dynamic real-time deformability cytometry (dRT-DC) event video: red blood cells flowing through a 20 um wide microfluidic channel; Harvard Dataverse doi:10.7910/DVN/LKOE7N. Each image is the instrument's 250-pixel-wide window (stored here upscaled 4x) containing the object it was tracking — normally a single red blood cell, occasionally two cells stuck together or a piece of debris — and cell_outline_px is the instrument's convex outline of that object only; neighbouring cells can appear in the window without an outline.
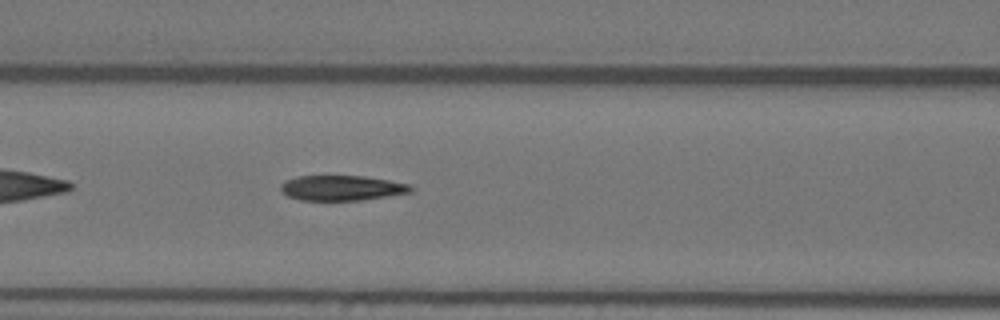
{"species": "Egyptian fruit bat (a non-hibernating species)", "species_latin": "Rousettus aegyptiacus", "temperature_condition": "warm", "stored_images_in_passage": 39, "camera_frame_rate_fps": 3000, "um_per_image_px": 0.085, "animal": {"sex": "female"}, "frame": {"image": 1, "passage_image": 9, "time_ms": 2.667, "image_size_px": [1000, 320], "cell_outline_px": [[412, 192], [364, 200], [300, 200], [288, 196], [280, 188], [280, 184], [284, 180], [296, 176], [364, 176], [388, 180], [408, 184], [412, 188]], "centroid_in_image_um": [29.02, 15.97], "position_along_channel_um": 137.6, "area_um2": 19.02}}
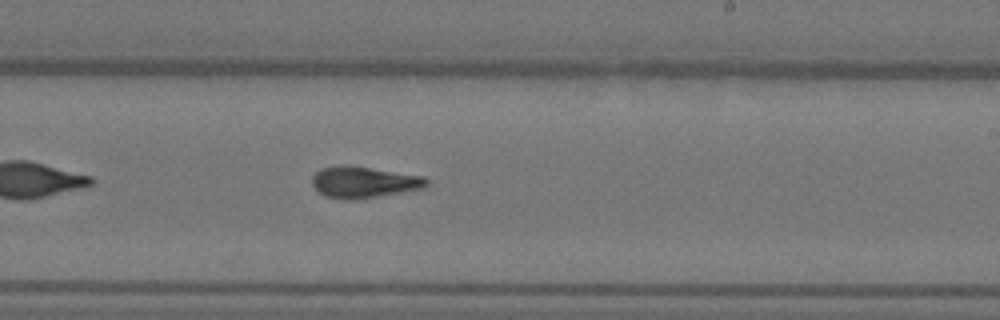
{"frame": {"image": 2, "passage_image": 19, "time_ms": 6.0, "image_size_px": [1000, 320], "cell_outline_px": [[428, 184], [424, 188], [356, 200], [344, 200], [324, 196], [312, 184], [312, 176], [320, 168], [344, 164], [424, 176], [428, 180]], "centroid_in_image_um": [30.9, 15.49], "position_along_channel_um": 258.1, "area_um2": 20.98}}
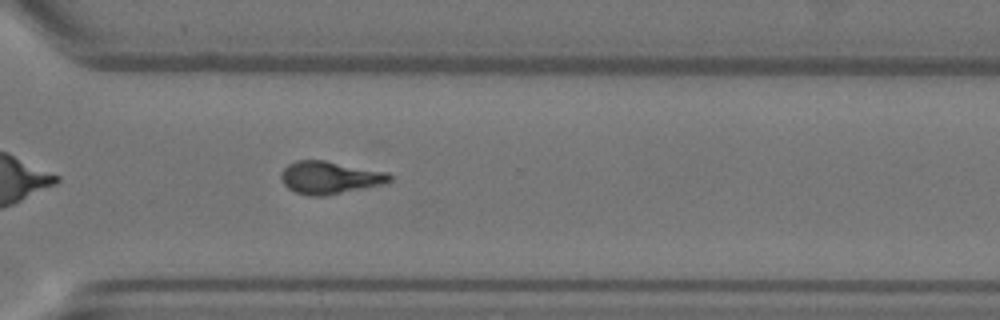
{"frame": {"image": 3, "passage_image": 26, "time_ms": 8.333, "image_size_px": [1000, 320], "cell_outline_px": [[392, 180], [384, 184], [324, 196], [308, 196], [296, 192], [288, 188], [280, 180], [280, 172], [288, 164], [296, 160], [324, 160], [388, 172], [392, 176]], "centroid_in_image_um": [28.01, 15.09], "position_along_channel_um": 342.6, "area_um2": 20.75}}